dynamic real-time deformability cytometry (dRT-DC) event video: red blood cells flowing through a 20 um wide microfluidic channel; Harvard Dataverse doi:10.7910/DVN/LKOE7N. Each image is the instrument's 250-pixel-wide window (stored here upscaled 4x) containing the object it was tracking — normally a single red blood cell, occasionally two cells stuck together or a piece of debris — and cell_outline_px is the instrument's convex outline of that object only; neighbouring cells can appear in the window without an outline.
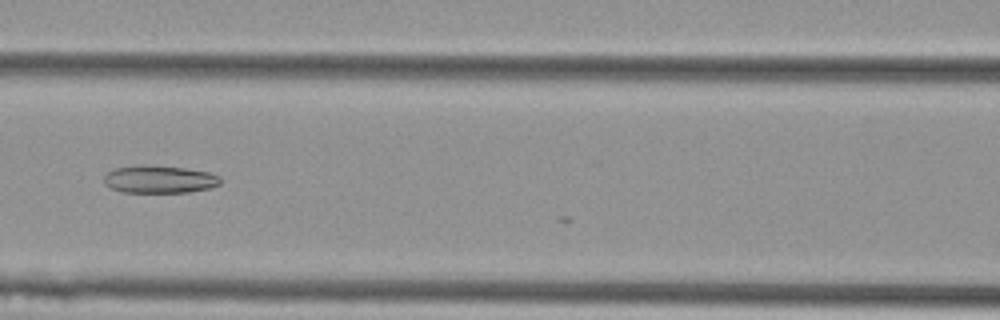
{"species": "Egyptian fruit bat (a non-hibernating species)", "species_latin": "Rousettus aegyptiacus", "temperature_condition": "cold", "stored_images_in_passage": 18, "camera_frame_rate_fps": 3000, "um_per_image_px": 0.085, "animal": {"sex": "female"}, "frame": {"image": 1, "passage_image": 15, "time_ms": 4.667, "image_size_px": [1000, 320], "cell_outline_px": [[220, 184], [212, 188], [188, 192], [124, 192], [112, 188], [104, 184], [104, 176], [112, 168], [140, 164], [152, 164], [184, 168], [208, 172], [220, 176]], "centroid_in_image_um": [13.54, 15.22], "position_along_channel_um": 153.1, "area_um2": 19.02}}